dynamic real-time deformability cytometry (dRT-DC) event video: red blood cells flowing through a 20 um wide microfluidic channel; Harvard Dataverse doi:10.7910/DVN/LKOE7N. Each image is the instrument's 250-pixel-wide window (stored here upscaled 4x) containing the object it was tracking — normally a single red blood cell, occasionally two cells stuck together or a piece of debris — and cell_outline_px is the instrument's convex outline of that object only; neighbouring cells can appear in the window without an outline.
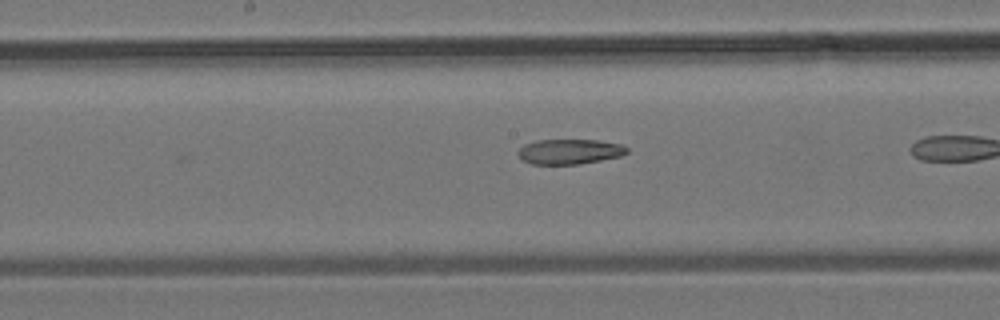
{"species": "common noctule bat (a hibernating species)", "species_latin": "Nyctalus noctula", "temperature_condition": "room temperature", "stored_images_in_passage": 9, "camera_frame_rate_fps": 3000, "um_per_image_px": 0.085, "animal": {"sex": "male", "body_mass_g": 19.2, "forearm_length_mm": 51.8}, "frame": {"image": 1, "passage_image": 7, "time_ms": 2.0, "image_size_px": [1000, 320], "cell_outline_px": [[628, 152], [620, 156], [600, 160], [576, 164], [532, 164], [524, 160], [516, 152], [524, 144], [536, 140], [600, 140], [620, 144], [628, 148]], "centroid_in_image_um": [48.41, 12.87], "position_along_channel_um": 199.8, "area_um2": 15.78}}